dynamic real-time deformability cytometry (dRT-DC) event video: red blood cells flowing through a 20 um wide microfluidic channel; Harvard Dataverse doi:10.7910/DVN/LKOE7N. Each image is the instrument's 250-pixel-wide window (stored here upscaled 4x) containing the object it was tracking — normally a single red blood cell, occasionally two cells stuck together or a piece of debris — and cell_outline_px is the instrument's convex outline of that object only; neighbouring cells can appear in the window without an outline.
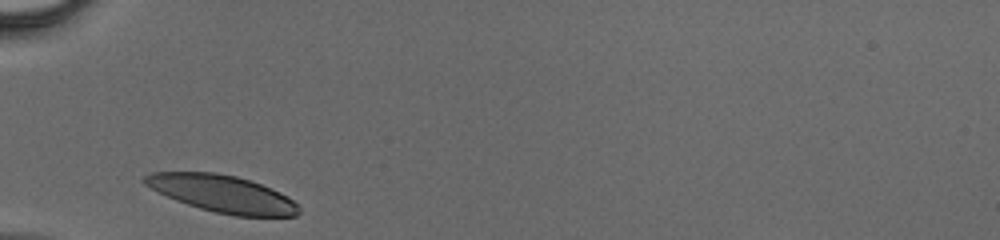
{"species": "human", "species_latin": "Homo sapiens", "temperature_condition": "cold", "stored_images_in_passage": 24, "camera_frame_rate_fps": 3000, "um_per_image_px": 0.085, "donor": {"sex": "male"}, "frame": {"image": 1, "passage_image": 1, "time_ms": 0.0, "image_size_px": [1000, 240], "cell_outline_px": [[300, 212], [296, 216], [236, 216], [216, 212], [200, 208], [176, 200], [144, 184], [144, 176], [152, 172], [216, 172], [236, 176], [260, 184], [292, 200], [300, 208]], "centroid_in_image_um": [18.88, 16.47], "position_along_channel_um": 66.1, "area_um2": 32.66}}
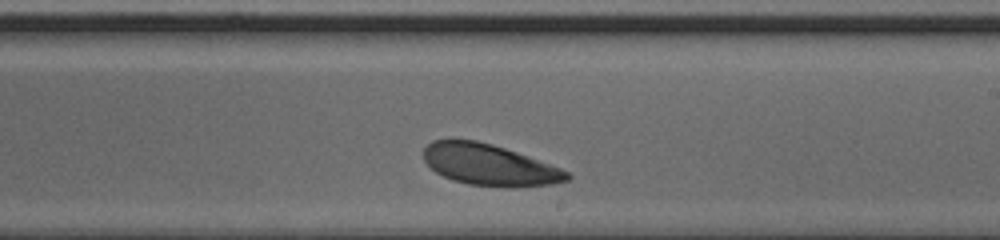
{"frame": {"image": 2, "passage_image": 14, "time_ms": 4.333, "image_size_px": [1000, 240], "cell_outline_px": [[572, 176], [568, 180], [552, 184], [508, 188], [504, 188], [468, 184], [452, 180], [436, 172], [424, 160], [424, 148], [432, 140], [476, 140], [492, 144], [516, 152], [560, 168], [568, 172]], "centroid_in_image_um": [41.59, 14.03], "position_along_channel_um": 247.4, "area_um2": 34.28}}
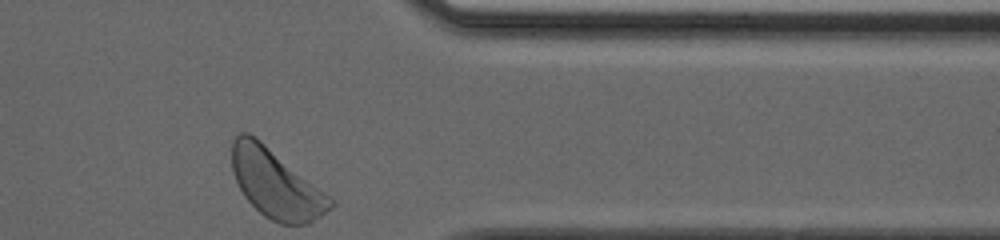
{"frame": {"image": 3, "passage_image": 24, "time_ms": 7.667, "image_size_px": [1000, 240], "cell_outline_px": [[336, 204], [332, 208], [308, 224], [280, 224], [264, 216], [244, 196], [236, 180], [232, 168], [232, 140], [240, 132], [248, 132], [260, 140], [332, 200]], "centroid_in_image_um": [23.4, 15.63], "position_along_channel_um": 388.0, "area_um2": 38.26}}